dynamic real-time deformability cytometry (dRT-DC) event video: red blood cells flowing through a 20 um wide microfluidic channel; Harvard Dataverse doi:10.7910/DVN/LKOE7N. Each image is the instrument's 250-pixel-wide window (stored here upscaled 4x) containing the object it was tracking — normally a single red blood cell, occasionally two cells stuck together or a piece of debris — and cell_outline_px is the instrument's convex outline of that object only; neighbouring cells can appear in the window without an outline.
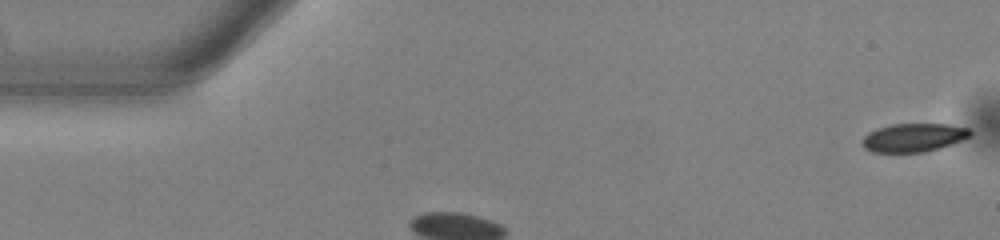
{"species": "common noctule bat (a hibernating species)", "species_latin": "Nyctalus noctula", "temperature_condition": "warm", "stored_images_in_passage": 4, "camera_frame_rate_fps": 3000, "um_per_image_px": 0.085, "animal": {"sex": "male", "body_mass_g": 13.0, "forearm_length_mm": 53.1}, "frame": {"image": 1, "passage_image": 1, "time_ms": 0.0, "image_size_px": [1000, 240], "cell_outline_px": [[972, 136], [964, 140], [952, 144], [924, 152], [872, 152], [864, 148], [860, 140], [868, 132], [876, 128], [892, 124], [948, 124], [968, 128], [972, 132]], "centroid_in_image_um": [77.65, 11.69], "position_along_channel_um": 7.4, "area_um2": 18.09}}